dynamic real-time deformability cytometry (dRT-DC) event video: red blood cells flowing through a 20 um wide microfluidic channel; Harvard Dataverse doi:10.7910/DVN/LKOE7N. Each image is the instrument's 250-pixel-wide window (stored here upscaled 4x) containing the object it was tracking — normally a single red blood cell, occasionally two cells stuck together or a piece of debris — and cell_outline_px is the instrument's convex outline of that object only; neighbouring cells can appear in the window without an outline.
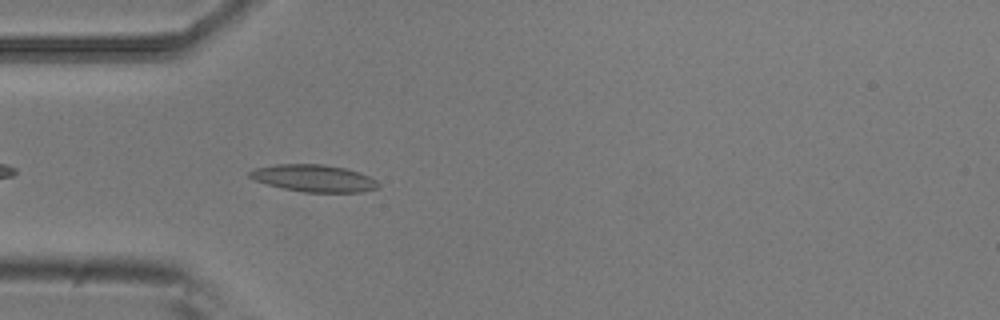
{"species": "common noctule bat (a hibernating species)", "species_latin": "Nyctalus noctula", "temperature_condition": "room temperature", "stored_images_in_passage": 1, "camera_frame_rate_fps": 3000, "um_per_image_px": 0.085, "animal": {"sex": "male", "body_mass_g": 20.5, "forearm_length_mm": 52.5}, "frame": {"image": 1, "passage_image": 1, "time_ms": 0.0, "image_size_px": [1000, 320], "cell_outline_px": [[380, 188], [360, 192], [304, 192], [284, 188], [268, 184], [256, 180], [248, 176], [248, 172], [256, 168], [276, 164], [324, 164], [344, 168], [368, 176], [376, 180], [380, 184]], "centroid_in_image_um": [26.69, 15.15], "position_along_channel_um": 58.3, "area_um2": 20.11}}